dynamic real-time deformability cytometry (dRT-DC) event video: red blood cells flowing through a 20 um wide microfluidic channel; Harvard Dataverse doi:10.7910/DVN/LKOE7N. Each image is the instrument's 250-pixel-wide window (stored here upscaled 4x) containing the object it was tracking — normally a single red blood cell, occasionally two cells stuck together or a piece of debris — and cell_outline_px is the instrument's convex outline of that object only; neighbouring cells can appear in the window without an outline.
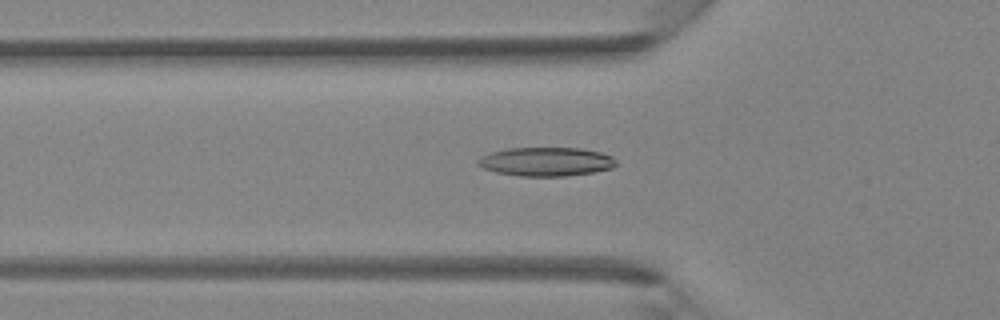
{"species": "Egyptian fruit bat (a non-hibernating species)", "species_latin": "Rousettus aegyptiacus", "temperature_condition": "room temperature", "stored_images_in_passage": 42, "camera_frame_rate_fps": 3000, "um_per_image_px": 0.085, "animal": {"sex": "female"}, "frame": {"image": 1, "passage_image": 15, "time_ms": 4.667, "image_size_px": [1000, 320], "cell_outline_px": [[616, 164], [612, 168], [592, 172], [568, 176], [520, 176], [496, 172], [484, 168], [476, 164], [476, 160], [492, 152], [508, 148], [580, 148], [600, 152], [612, 156], [616, 160]], "centroid_in_image_um": [46.43, 13.74], "position_along_channel_um": 79.4, "area_um2": 23.12}}
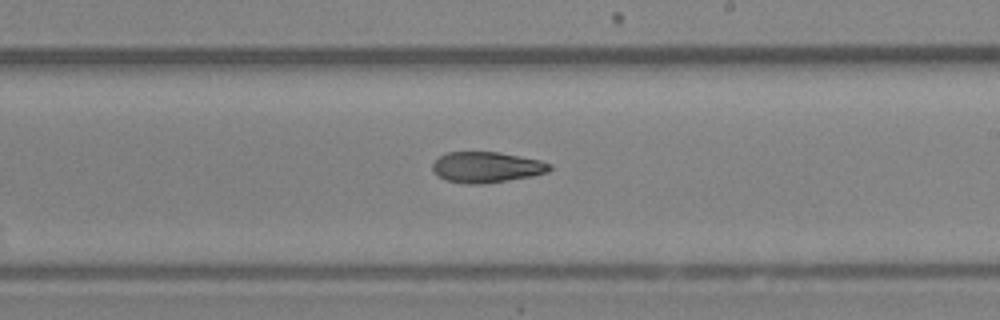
{"frame": {"image": 2, "passage_image": 26, "time_ms": 8.333, "image_size_px": [1000, 320], "cell_outline_px": [[552, 168], [548, 172], [532, 176], [508, 180], [480, 184], [464, 184], [444, 180], [432, 172], [432, 164], [440, 156], [448, 152], [496, 152], [540, 160], [552, 164]], "centroid_in_image_um": [41.33, 14.22], "position_along_channel_um": 247.7, "area_um2": 21.04}}
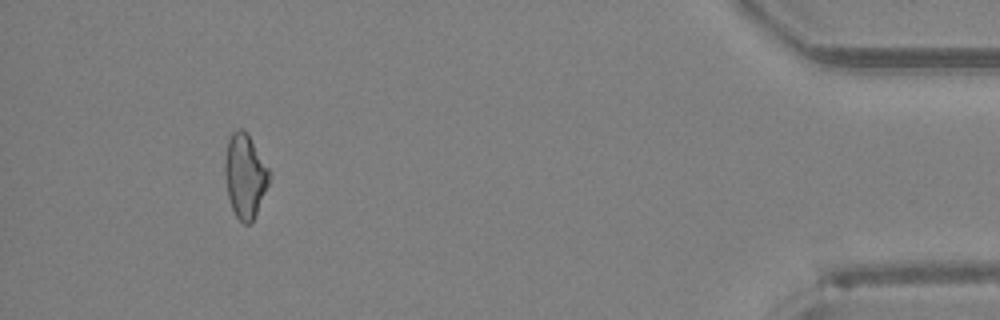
{"frame": {"image": 3, "passage_image": 41, "time_ms": 13.333, "image_size_px": [1000, 320], "cell_outline_px": [[268, 184], [256, 212], [252, 220], [248, 224], [244, 224], [236, 216], [232, 208], [228, 196], [224, 172], [224, 164], [228, 140], [232, 132], [240, 128], [248, 136], [268, 168]], "centroid_in_image_um": [20.78, 14.96], "position_along_channel_um": 414.4, "area_um2": 20.87}}